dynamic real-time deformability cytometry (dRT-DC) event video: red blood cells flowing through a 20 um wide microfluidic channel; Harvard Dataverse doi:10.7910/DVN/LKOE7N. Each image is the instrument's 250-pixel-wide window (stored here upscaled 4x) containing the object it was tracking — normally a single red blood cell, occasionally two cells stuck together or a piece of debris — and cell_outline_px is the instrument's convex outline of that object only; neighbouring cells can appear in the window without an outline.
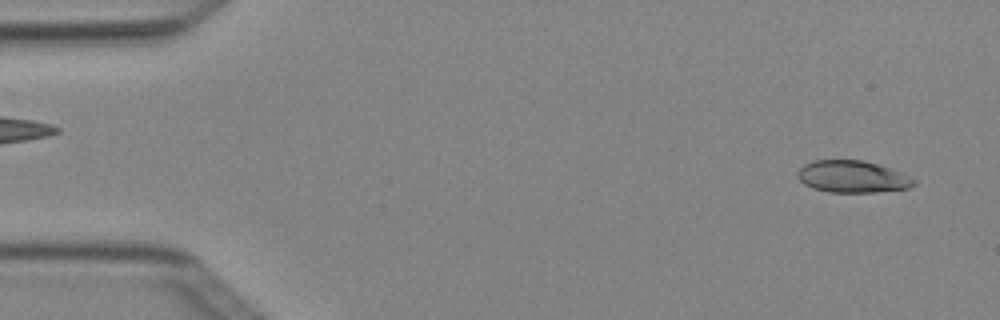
{"species": "Egyptian fruit bat (a non-hibernating species)", "species_latin": "Rousettus aegyptiacus", "temperature_condition": "cold", "stored_images_in_passage": 5, "segment_of_instrument_passage": [2, 2], "camera_frame_rate_fps": 3000, "um_per_image_px": 0.085, "animal": {"sex": "female"}, "frame": {"image": 1, "passage_image": 5, "time_ms": 1.333, "image_size_px": [1000, 320], "cell_outline_px": [[916, 184], [908, 188], [876, 192], [828, 192], [812, 188], [804, 184], [796, 176], [796, 172], [804, 164], [816, 160], [864, 160], [900, 172], [916, 180]], "centroid_in_image_um": [72.42, 15.02], "position_along_channel_um": 12.6, "area_um2": 21.62}}